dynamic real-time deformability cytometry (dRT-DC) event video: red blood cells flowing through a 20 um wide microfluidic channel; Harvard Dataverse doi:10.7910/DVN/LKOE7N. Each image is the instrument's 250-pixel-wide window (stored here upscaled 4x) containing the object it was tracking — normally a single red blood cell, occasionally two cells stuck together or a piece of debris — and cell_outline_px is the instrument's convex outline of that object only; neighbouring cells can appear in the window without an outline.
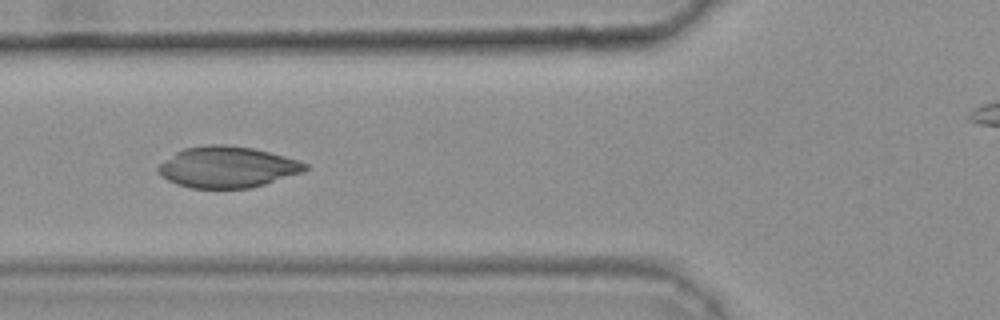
{"species": "common noctule bat (a hibernating species)", "species_latin": "Nyctalus noctula", "temperature_condition": "warm", "stored_images_in_passage": 44, "camera_frame_rate_fps": 3000, "um_per_image_px": 0.085, "animal": {"sex": "female", "body_mass_g": 25.1}, "frame": {"image": 1, "passage_image": 19, "time_ms": 6.0, "image_size_px": [1000, 320], "cell_outline_px": [[308, 168], [300, 172], [264, 184], [248, 188], [192, 188], [168, 180], [156, 172], [156, 168], [160, 164], [176, 152], [184, 148], [208, 144], [224, 144], [252, 148], [300, 160], [308, 164]], "centroid_in_image_um": [19.3, 14.19], "position_along_channel_um": 106.5, "area_um2": 34.85}}